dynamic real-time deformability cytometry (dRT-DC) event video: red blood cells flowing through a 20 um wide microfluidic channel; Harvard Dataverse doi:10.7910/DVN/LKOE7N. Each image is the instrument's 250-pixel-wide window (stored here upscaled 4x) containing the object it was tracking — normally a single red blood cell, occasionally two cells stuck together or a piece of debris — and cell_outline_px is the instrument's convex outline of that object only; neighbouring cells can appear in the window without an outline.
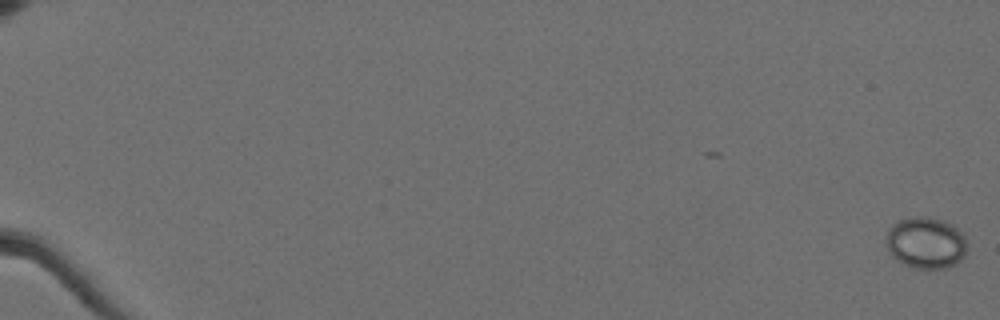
{"species": "Egyptian fruit bat (a non-hibernating species)", "species_latin": "Rousettus aegyptiacus", "temperature_condition": "cold", "stored_images_in_passage": 61, "camera_frame_rate_fps": 3000, "um_per_image_px": 0.085, "animal": {"sex": "female"}, "frame": {"image": 1, "passage_image": 1, "time_ms": 0.0, "image_size_px": [1000, 320], "cell_outline_px": [[964, 256], [960, 260], [948, 268], [916, 268], [904, 264], [892, 256], [888, 248], [888, 228], [892, 224], [900, 220], [916, 216], [928, 216], [940, 220], [964, 232]], "centroid_in_image_um": [78.69, 20.63], "position_along_channel_um": 6.3, "area_um2": 23.81}}
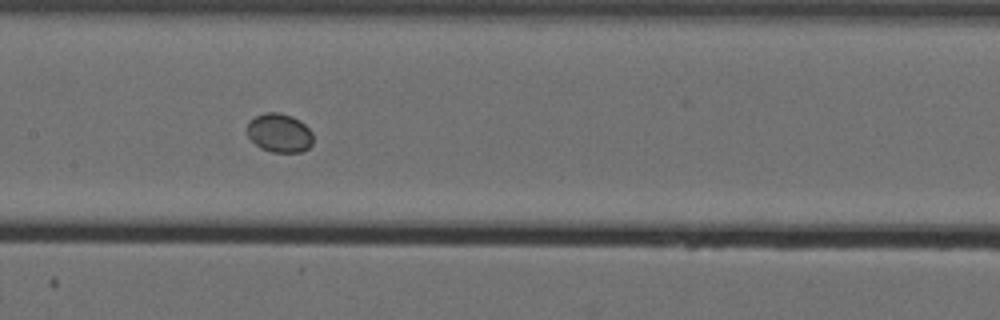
{"frame": {"image": 2, "passage_image": 34, "time_ms": 11.0, "image_size_px": [1000, 320], "cell_outline_px": [[312, 144], [308, 148], [300, 152], [272, 152], [260, 148], [248, 136], [248, 120], [264, 112], [280, 112], [292, 116], [300, 120], [312, 132]], "centroid_in_image_um": [23.75, 11.29], "position_along_channel_um": 183.7, "area_um2": 14.97}}
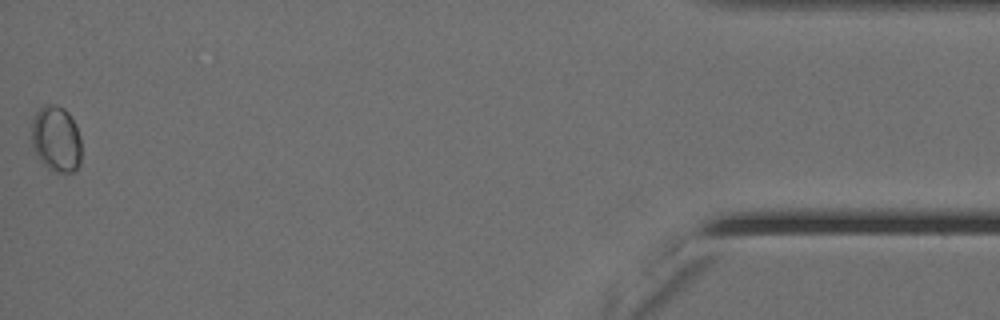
{"frame": {"image": 3, "passage_image": 61, "time_ms": 20.0, "image_size_px": [1000, 320], "cell_outline_px": [[80, 164], [72, 172], [52, 172], [36, 156], [32, 144], [32, 120], [36, 112], [44, 104], [56, 104], [64, 108], [68, 112], [76, 124], [80, 136]], "centroid_in_image_um": [4.77, 11.8], "position_along_channel_um": 430.4, "area_um2": 19.36}}